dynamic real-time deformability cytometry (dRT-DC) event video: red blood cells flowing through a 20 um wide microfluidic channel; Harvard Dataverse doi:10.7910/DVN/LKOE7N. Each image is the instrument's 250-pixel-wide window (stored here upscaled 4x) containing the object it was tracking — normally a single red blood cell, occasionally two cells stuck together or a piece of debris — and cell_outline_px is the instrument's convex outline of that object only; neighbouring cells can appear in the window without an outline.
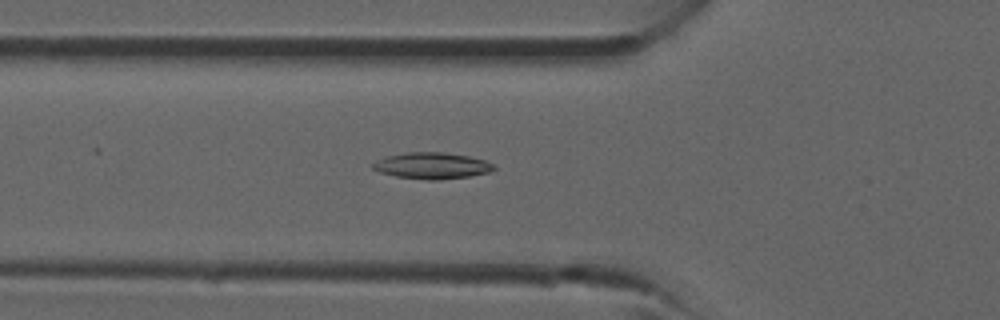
{"species": "common noctule bat (a hibernating species)", "species_latin": "Nyctalus noctula", "temperature_condition": "room temperature", "stored_images_in_passage": 33, "camera_frame_rate_fps": 3000, "um_per_image_px": 0.085, "animal": {"sex": "male", "forearm_length_mm": 52.5}, "frame": {"image": 1, "passage_image": 8, "time_ms": 2.333, "image_size_px": [1000, 320], "cell_outline_px": [[496, 168], [488, 172], [468, 176], [440, 180], [428, 180], [396, 176], [380, 172], [372, 168], [372, 164], [388, 156], [408, 152], [440, 152], [468, 156], [484, 160], [492, 164]], "centroid_in_image_um": [36.72, 14.09], "position_along_channel_um": 89.1, "area_um2": 18.21}}
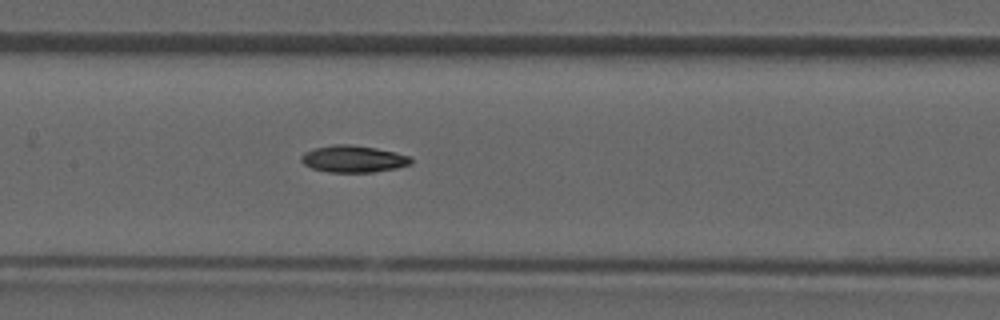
{"frame": {"image": 2, "passage_image": 13, "time_ms": 4.0, "image_size_px": [1000, 320], "cell_outline_px": [[412, 164], [396, 168], [372, 172], [328, 172], [312, 168], [304, 164], [300, 160], [300, 156], [304, 152], [316, 148], [332, 144], [352, 144], [376, 148], [396, 152], [412, 156]], "centroid_in_image_um": [30.05, 13.5], "position_along_channel_um": 177.4, "area_um2": 17.34}}
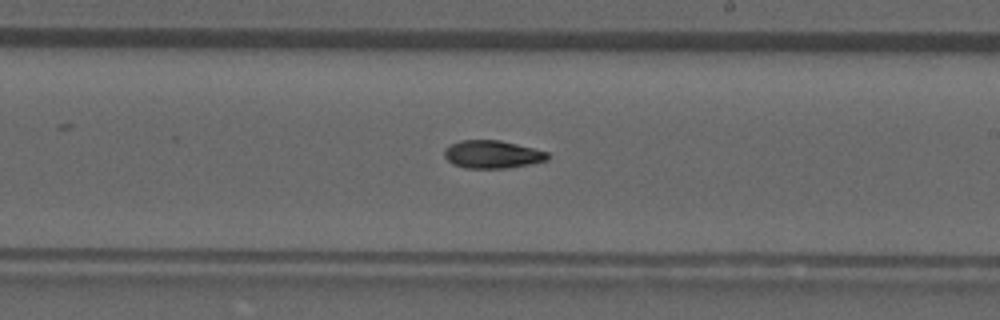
{"frame": {"image": 3, "passage_image": 17, "time_ms": 5.333, "image_size_px": [1000, 320], "cell_outline_px": [[548, 160], [528, 164], [504, 168], [464, 168], [452, 164], [444, 156], [444, 148], [460, 140], [500, 140], [548, 152]], "centroid_in_image_um": [41.8, 13.12], "position_along_channel_um": 247.2, "area_um2": 16.65}}